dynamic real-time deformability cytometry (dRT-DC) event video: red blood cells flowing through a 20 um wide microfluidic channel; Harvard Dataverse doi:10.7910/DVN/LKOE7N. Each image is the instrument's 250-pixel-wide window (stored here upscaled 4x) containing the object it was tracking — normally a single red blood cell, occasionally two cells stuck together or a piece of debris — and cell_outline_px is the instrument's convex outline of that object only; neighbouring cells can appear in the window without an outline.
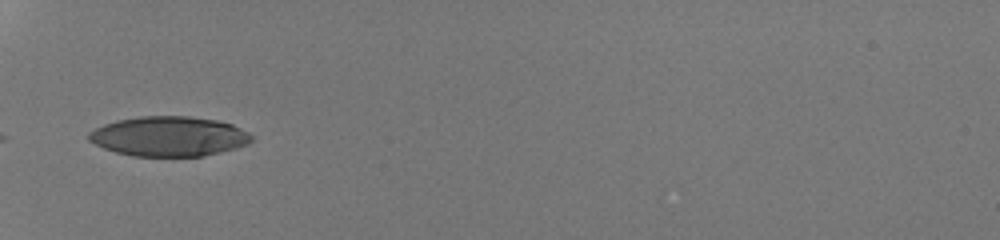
{"species": "human", "species_latin": "Homo sapiens", "temperature_condition": "room temperature", "stored_images_in_passage": 4, "camera_frame_rate_fps": 3000, "um_per_image_px": 0.085, "donor": {"sex": "male"}, "frame": {"image": 1, "passage_image": 1, "time_ms": 0.0, "image_size_px": [1000, 240], "cell_outline_px": [[252, 140], [248, 144], [236, 148], [204, 156], [132, 156], [116, 152], [104, 148], [88, 140], [88, 132], [104, 124], [116, 120], [140, 116], [188, 116], [216, 120], [232, 124], [248, 132], [252, 136]], "centroid_in_image_um": [14.36, 11.59], "position_along_channel_um": 70.6, "area_um2": 37.8}}
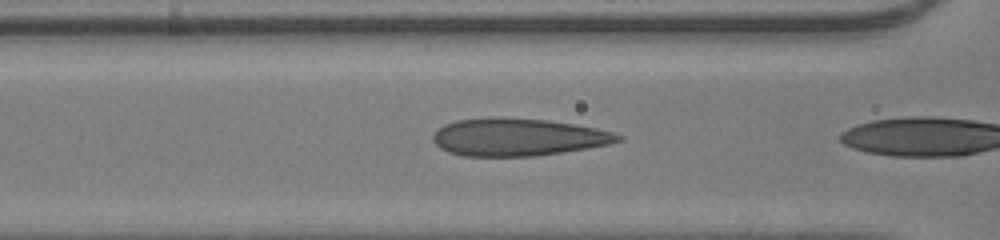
{"frame": {"image": 2, "passage_image": 3, "time_ms": 0.667, "image_size_px": [1000, 240], "cell_outline_px": [[624, 140], [608, 144], [588, 148], [564, 152], [532, 156], [460, 156], [448, 152], [440, 148], [432, 140], [432, 132], [444, 124], [456, 120], [488, 116], [496, 116], [544, 120], [572, 124], [596, 128], [616, 132], [624, 136]], "centroid_in_image_um": [43.99, 11.65], "position_along_channel_um": 122.6, "area_um2": 40.98}}